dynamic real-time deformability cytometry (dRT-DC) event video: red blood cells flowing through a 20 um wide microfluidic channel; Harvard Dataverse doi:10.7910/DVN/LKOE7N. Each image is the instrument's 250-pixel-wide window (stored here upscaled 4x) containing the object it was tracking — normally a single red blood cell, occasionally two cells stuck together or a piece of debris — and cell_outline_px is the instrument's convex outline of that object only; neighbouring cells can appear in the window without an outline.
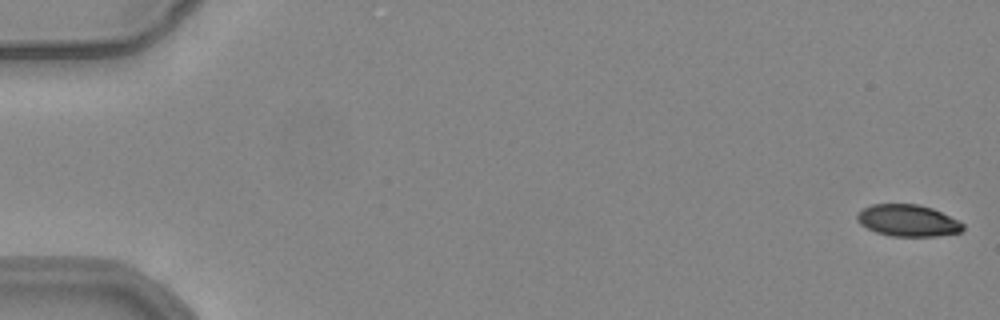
{"species": "common noctule bat (a hibernating species)", "species_latin": "Nyctalus noctula", "temperature_condition": "warm", "stored_images_in_passage": 54, "camera_frame_rate_fps": 3000, "um_per_image_px": 0.085, "animal": {"sex": "female", "body_mass_g": 24.6, "forearm_length_mm": 56.2}, "frame": {"image": 1, "passage_image": 1, "time_ms": 0.0, "image_size_px": [1000, 320], "cell_outline_px": [[964, 228], [960, 232], [936, 236], [892, 236], [876, 232], [860, 224], [856, 220], [856, 216], [864, 208], [872, 204], [916, 204], [932, 208], [964, 224]], "centroid_in_image_um": [77.15, 18.75], "position_along_channel_um": 7.9, "area_um2": 19.31}}
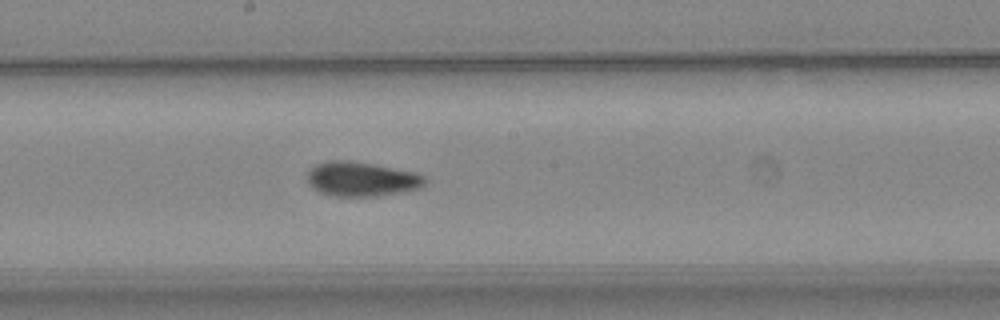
{"frame": {"image": 2, "passage_image": 30, "time_ms": 9.667, "image_size_px": [1000, 320], "cell_outline_px": [[428, 180], [420, 188], [400, 192], [376, 196], [332, 196], [320, 192], [312, 188], [308, 184], [308, 172], [316, 164], [328, 160], [348, 160], [372, 164], [416, 172], [424, 176]], "centroid_in_image_um": [30.73, 15.22], "position_along_channel_um": 217.5, "area_um2": 23.64}}
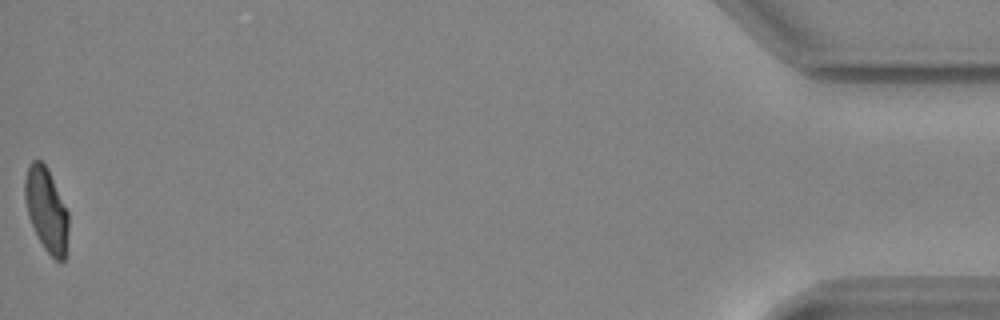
{"frame": {"image": 3, "passage_image": 54, "time_ms": 17.667, "image_size_px": [1000, 320], "cell_outline_px": [[68, 228], [64, 260], [60, 264], [44, 248], [28, 216], [24, 196], [24, 180], [28, 164], [32, 160], [40, 160], [48, 168], [68, 212]], "centroid_in_image_um": [3.93, 17.79], "position_along_channel_um": 431.3, "area_um2": 21.15}, "authors_computed_cell_mechanics": {"area_um2": 22.4553, "velocity_mm_per_s": 3.8808, "shape_relaxation_time_tau1_ms": 6.6499, "shape_relaxation_time_tau2_ms": 2.0589, "deformation_change_tau1": 0.1852, "deformation_change_tau2": 0.0873}}